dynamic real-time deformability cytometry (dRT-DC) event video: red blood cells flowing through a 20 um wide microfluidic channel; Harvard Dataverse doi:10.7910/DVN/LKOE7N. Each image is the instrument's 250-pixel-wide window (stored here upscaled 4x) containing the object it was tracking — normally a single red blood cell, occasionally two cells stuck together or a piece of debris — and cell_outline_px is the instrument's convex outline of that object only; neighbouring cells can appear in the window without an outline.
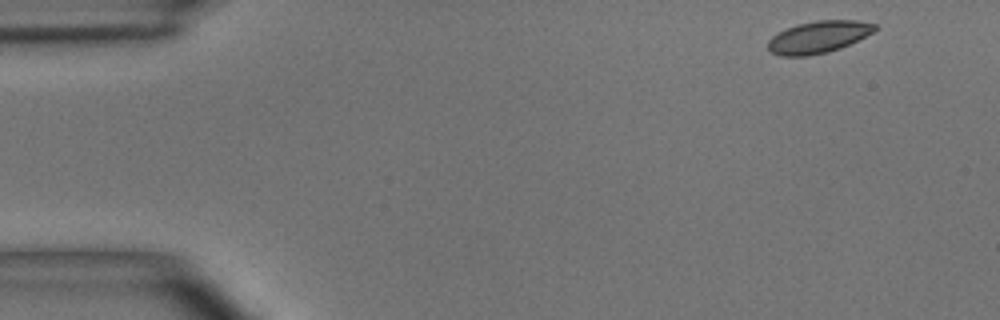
{"species": "common noctule bat (a hibernating species)", "species_latin": "Nyctalus noctula", "temperature_condition": "room temperature", "stored_images_in_passage": 4, "camera_frame_rate_fps": 3000, "um_per_image_px": 0.085, "animal": {"sex": "male", "body_mass_g": 15.6}, "frame": {"image": 1, "passage_image": 1, "time_ms": 0.0, "image_size_px": [1000, 320], "cell_outline_px": [[880, 28], [840, 48], [828, 52], [808, 56], [780, 56], [768, 52], [768, 40], [772, 36], [796, 24], [816, 20], [856, 20], [876, 24]], "centroid_in_image_um": [69.54, 3.15], "position_along_channel_um": 15.5, "area_um2": 19.94}}
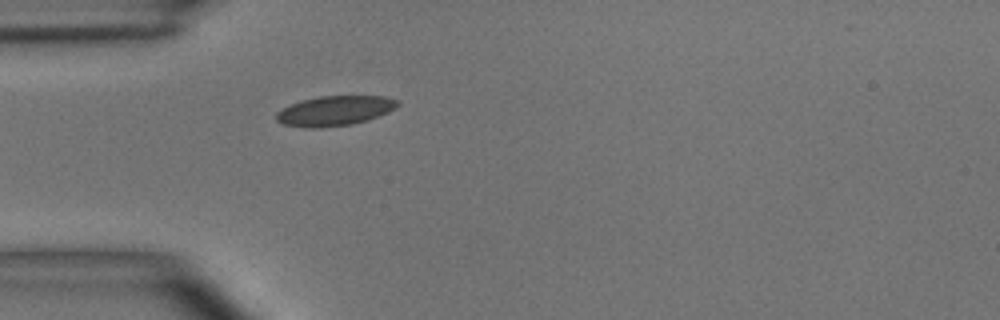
{"frame": {"image": 2, "passage_image": 4, "time_ms": 3.667, "image_size_px": [1000, 320], "cell_outline_px": [[400, 104], [396, 108], [388, 112], [368, 120], [352, 124], [320, 128], [312, 128], [284, 124], [276, 120], [276, 112], [292, 104], [304, 100], [320, 96], [384, 96], [400, 100]], "centroid_in_image_um": [28.51, 9.41], "position_along_channel_um": 56.5, "area_um2": 20.98}}